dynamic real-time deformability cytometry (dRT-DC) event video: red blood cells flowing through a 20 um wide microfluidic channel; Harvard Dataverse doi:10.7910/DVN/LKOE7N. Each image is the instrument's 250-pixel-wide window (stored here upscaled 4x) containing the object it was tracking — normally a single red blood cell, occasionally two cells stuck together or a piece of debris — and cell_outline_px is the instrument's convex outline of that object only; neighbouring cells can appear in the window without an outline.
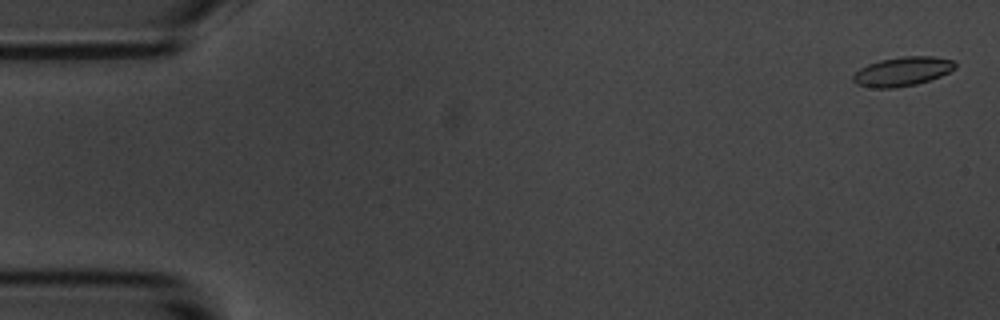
{"species": "common noctule bat (a hibernating species)", "species_latin": "Nyctalus noctula", "temperature_condition": "room temperature", "stored_images_in_passage": 57, "camera_frame_rate_fps": 3000, "um_per_image_px": 0.085, "animal": {"sex": "male", "body_mass_g": 20.1, "forearm_length_mm": 53.5}, "frame": {"image": 1, "passage_image": 2, "time_ms": 0.333, "image_size_px": [1000, 320], "cell_outline_px": [[956, 68], [940, 76], [916, 84], [896, 88], [872, 88], [856, 84], [852, 80], [852, 76], [860, 68], [868, 64], [880, 60], [900, 56], [932, 56], [952, 60], [956, 64]], "centroid_in_image_um": [76.68, 6.07], "position_along_channel_um": 8.3, "area_um2": 17.34}}
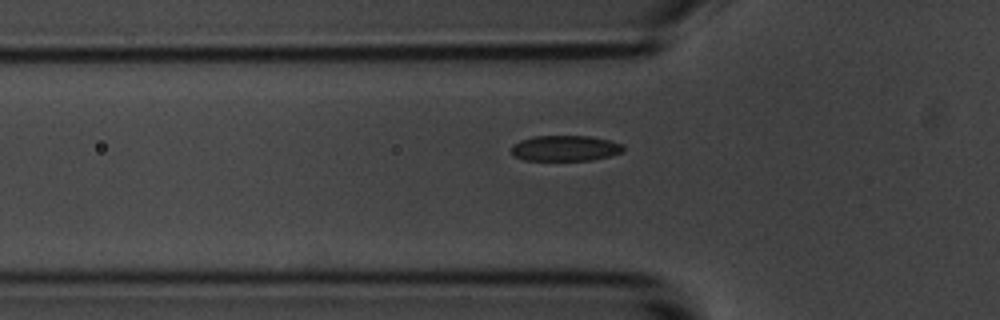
{"frame": {"image": 2, "passage_image": 19, "time_ms": 6.0, "image_size_px": [1000, 320], "cell_outline_px": [[624, 152], [592, 160], [524, 160], [516, 156], [512, 152], [512, 144], [520, 140], [532, 136], [588, 136], [608, 140], [620, 144], [624, 148]], "centroid_in_image_um": [48.02, 12.6], "position_along_channel_um": 77.8, "area_um2": 16.59}}
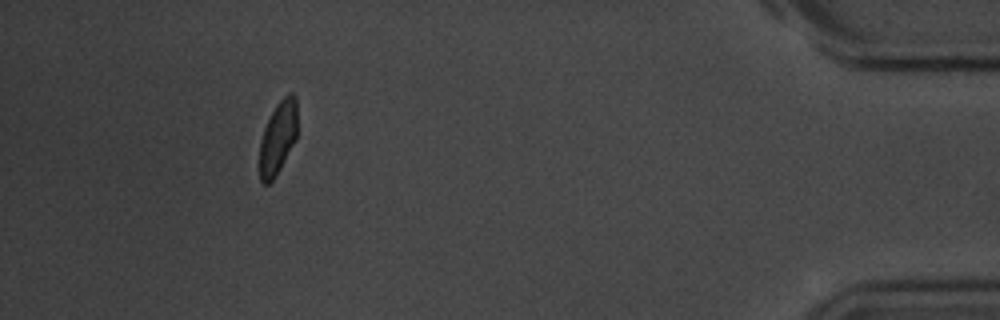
{"frame": {"image": 3, "passage_image": 52, "time_ms": 17.0, "image_size_px": [1000, 320], "cell_outline_px": [[296, 140], [276, 176], [268, 184], [264, 184], [260, 180], [260, 140], [264, 128], [276, 104], [288, 92], [292, 92], [296, 96]], "centroid_in_image_um": [23.63, 11.7], "position_along_channel_um": 411.6, "area_um2": 16.01}, "authors_computed_cell_mechanics": {"area_um2": 17.34, "velocity_mm_per_s": 3.5839, "shape_relaxation_time_tau1_ms": 2.7342, "shape_relaxation_time_tau2_ms": 1.9236, "deformation_change_tau1": 0.0982, "deformation_change_tau2": 0.0535}}